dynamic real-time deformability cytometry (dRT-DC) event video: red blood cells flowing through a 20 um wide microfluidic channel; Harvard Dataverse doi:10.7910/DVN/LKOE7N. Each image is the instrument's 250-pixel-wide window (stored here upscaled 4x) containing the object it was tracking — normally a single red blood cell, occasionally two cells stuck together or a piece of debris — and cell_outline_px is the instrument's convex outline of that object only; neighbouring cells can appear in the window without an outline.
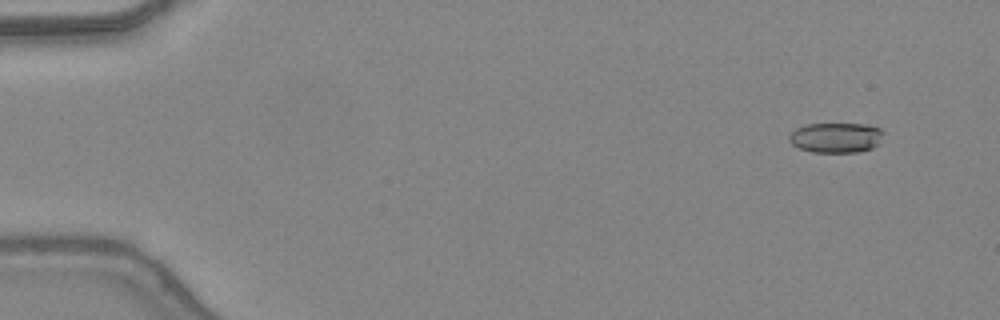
{"species": "common noctule bat (a hibernating species)", "species_latin": "Nyctalus noctula", "temperature_condition": "warm", "stored_images_in_passage": 21, "camera_frame_rate_fps": 3000, "um_per_image_px": 0.085, "animal": {"sex": "female", "body_mass_g": 24.6, "forearm_length_mm": 56.2}, "frame": {"image": 1, "passage_image": 4, "time_ms": 1.0, "image_size_px": [1000, 320], "cell_outline_px": [[884, 132], [880, 144], [872, 148], [860, 152], [812, 152], [800, 148], [792, 144], [788, 140], [788, 136], [796, 128], [808, 124], [864, 124], [880, 128]], "centroid_in_image_um": [71.08, 11.7], "position_along_channel_um": 13.9, "area_um2": 16.65}}
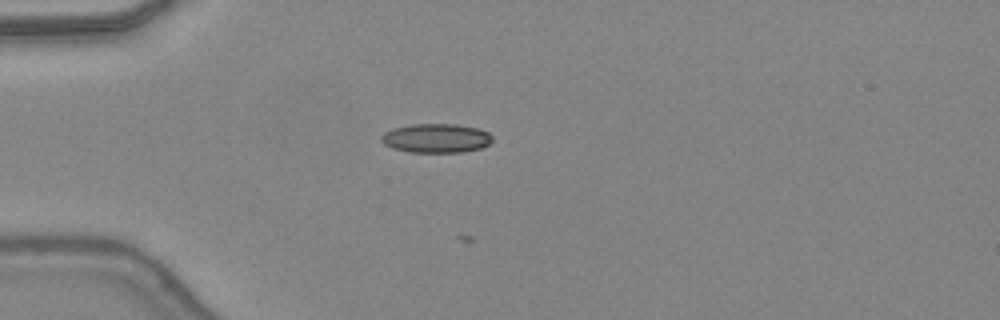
{"frame": {"image": 2, "passage_image": 14, "time_ms": 4.333, "image_size_px": [1000, 320], "cell_outline_px": [[492, 140], [488, 144], [480, 148], [464, 152], [408, 152], [392, 148], [384, 144], [380, 140], [380, 136], [384, 132], [392, 128], [412, 124], [456, 124], [476, 128], [488, 132], [492, 136]], "centroid_in_image_um": [37.03, 11.75], "position_along_channel_um": 48.0, "area_um2": 18.9}}
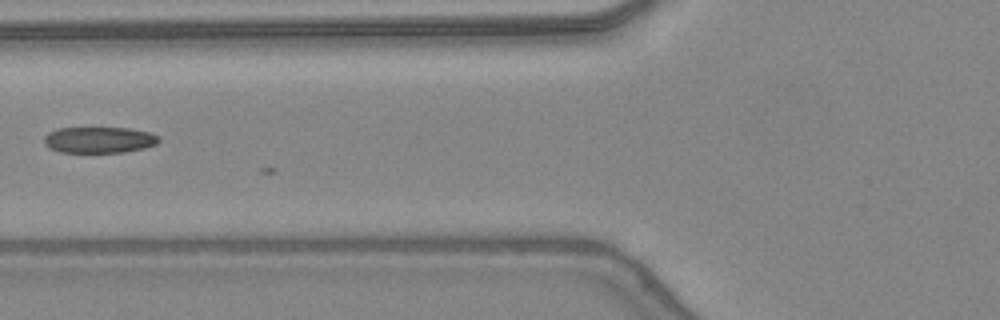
{"frame": {"image": 3, "passage_image": 20, "time_ms": 6.333, "image_size_px": [1000, 320], "cell_outline_px": [[160, 140], [156, 144], [144, 148], [124, 152], [60, 152], [48, 148], [44, 144], [44, 136], [48, 132], [56, 128], [128, 128], [152, 132], [160, 136]], "centroid_in_image_um": [8.42, 11.88], "position_along_channel_um": 117.4, "area_um2": 17.69}}